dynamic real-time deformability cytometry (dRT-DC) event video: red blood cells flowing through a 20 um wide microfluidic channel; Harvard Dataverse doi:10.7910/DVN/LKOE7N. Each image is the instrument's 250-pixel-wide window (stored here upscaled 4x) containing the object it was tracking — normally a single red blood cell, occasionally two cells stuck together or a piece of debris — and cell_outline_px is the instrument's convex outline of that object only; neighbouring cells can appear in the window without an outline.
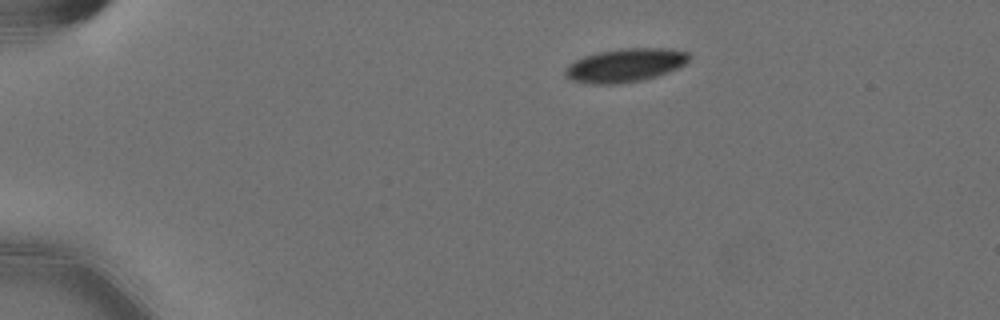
{"species": "Egyptian fruit bat (a non-hibernating species)", "species_latin": "Rousettus aegyptiacus", "temperature_condition": "cold", "stored_images_in_passage": 10, "camera_frame_rate_fps": 3000, "um_per_image_px": 0.085, "animal": {"sex": "female"}, "frame": {"image": 1, "passage_image": 1, "time_ms": 0.0, "image_size_px": [1000, 320], "cell_outline_px": [[692, 56], [684, 64], [668, 72], [644, 80], [616, 84], [588, 84], [572, 80], [564, 76], [564, 72], [568, 64], [584, 56], [600, 52], [620, 48], [672, 48], [688, 52]], "centroid_in_image_um": [53.14, 5.54], "position_along_channel_um": 31.9, "area_um2": 24.33}}